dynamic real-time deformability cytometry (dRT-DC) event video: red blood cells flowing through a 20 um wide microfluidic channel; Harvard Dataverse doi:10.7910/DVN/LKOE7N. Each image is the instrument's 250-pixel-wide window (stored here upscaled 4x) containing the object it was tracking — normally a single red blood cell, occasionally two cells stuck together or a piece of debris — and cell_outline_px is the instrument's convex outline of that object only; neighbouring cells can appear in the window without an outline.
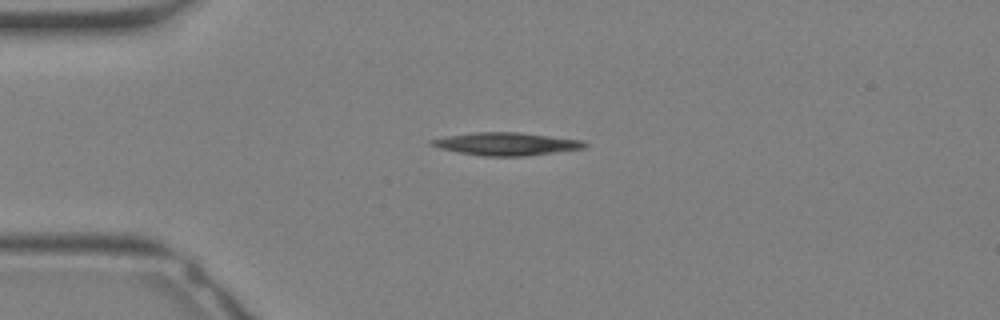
{"species": "Egyptian fruit bat (a non-hibernating species)", "species_latin": "Rousettus aegyptiacus", "temperature_condition": "warm", "stored_images_in_passage": 5, "camera_frame_rate_fps": 3000, "um_per_image_px": 0.085, "animal": {"sex": "female"}, "frame": {"image": 1, "passage_image": 1, "time_ms": 0.0, "image_size_px": [1000, 320], "cell_outline_px": [[588, 144], [584, 148], [524, 156], [484, 156], [456, 152], [440, 148], [428, 144], [428, 140], [444, 136], [472, 132], [520, 132], [584, 140]], "centroid_in_image_um": [42.99, 12.22], "position_along_channel_um": 42.0, "area_um2": 20.52}}
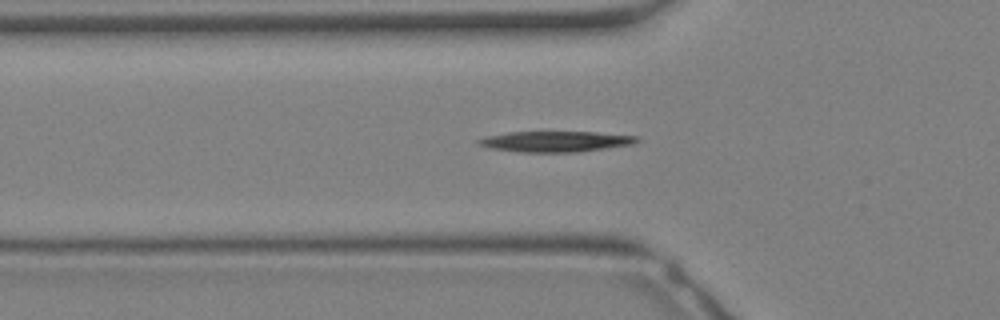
{"frame": {"image": 2, "passage_image": 4, "time_ms": 1.0, "image_size_px": [1000, 320], "cell_outline_px": [[640, 140], [632, 144], [580, 152], [520, 152], [488, 148], [476, 144], [476, 140], [484, 136], [508, 132], [596, 132], [640, 136]], "centroid_in_image_um": [47.18, 12.02], "position_along_channel_um": 78.6, "area_um2": 19.31}}